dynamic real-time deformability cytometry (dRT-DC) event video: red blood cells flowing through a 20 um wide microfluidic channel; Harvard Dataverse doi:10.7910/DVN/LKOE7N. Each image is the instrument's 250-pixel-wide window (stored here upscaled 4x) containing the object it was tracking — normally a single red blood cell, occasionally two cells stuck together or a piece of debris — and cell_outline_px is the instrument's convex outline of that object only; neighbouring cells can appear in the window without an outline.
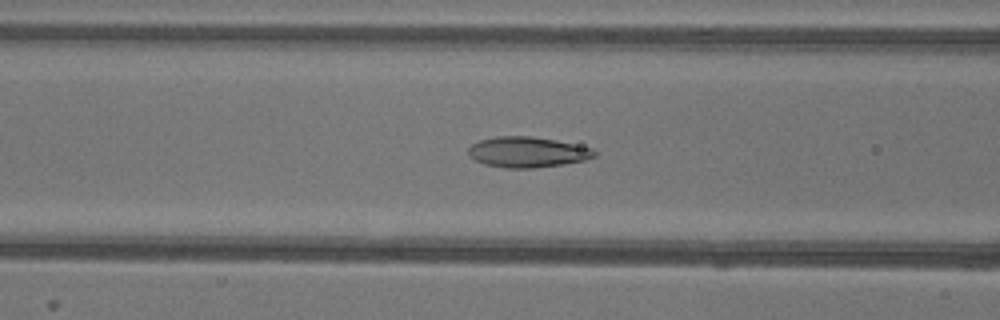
{"species": "common noctule bat (a hibernating species)", "species_latin": "Nyctalus noctula", "temperature_condition": "warm", "stored_images_in_passage": 50, "camera_frame_rate_fps": 3000, "um_per_image_px": 0.085, "animal": {"sex": "female"}, "frame": {"image": 1, "passage_image": 18, "time_ms": 5.667, "image_size_px": [1000, 320], "cell_outline_px": [[596, 156], [584, 160], [564, 164], [532, 168], [504, 168], [484, 164], [468, 156], [468, 148], [472, 144], [480, 140], [496, 136], [532, 136], [556, 140], [592, 148], [596, 152]], "centroid_in_image_um": [44.81, 12.93], "position_along_channel_um": 121.8, "area_um2": 22.48}}
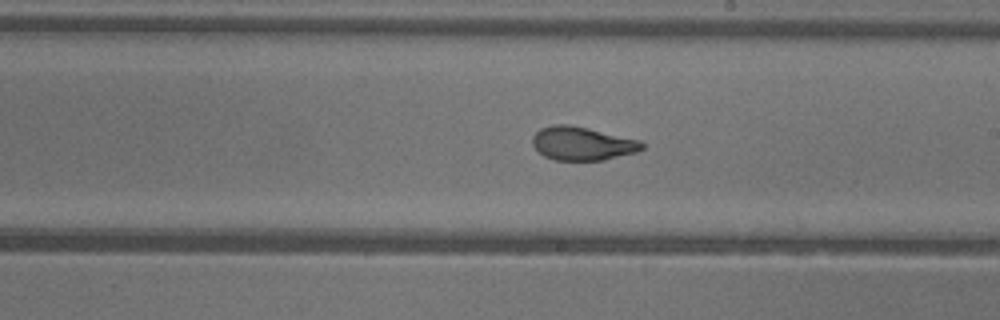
{"frame": {"image": 2, "passage_image": 27, "time_ms": 8.667, "image_size_px": [1000, 320], "cell_outline_px": [[644, 148], [636, 152], [604, 160], [556, 160], [544, 156], [532, 144], [532, 136], [540, 128], [552, 124], [568, 124], [588, 128], [640, 140], [644, 144]], "centroid_in_image_um": [49.48, 12.19], "position_along_channel_um": 239.5, "area_um2": 21.39}}
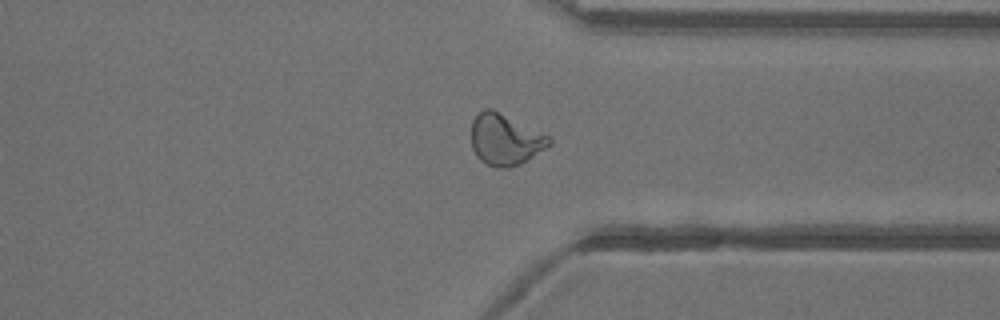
{"frame": {"image": 3, "passage_image": 37, "time_ms": 12.0, "image_size_px": [1000, 320], "cell_outline_px": [[552, 144], [520, 164], [508, 168], [496, 168], [480, 160], [476, 156], [472, 148], [472, 120], [484, 108], [492, 108], [548, 136], [552, 140]], "centroid_in_image_um": [42.92, 11.87], "position_along_channel_um": 368.5, "area_um2": 23.0}, "authors_computed_cell_mechanics": {"area_um2": 22.9755, "velocity_mm_per_s": 3.9244, "shape_relaxation_time_tau1_ms": 5.6845, "shape_relaxation_time_tau2_ms": 1.2029, "deformation_change_tau1": 0.2083, "deformation_change_tau2": 0.0637}}